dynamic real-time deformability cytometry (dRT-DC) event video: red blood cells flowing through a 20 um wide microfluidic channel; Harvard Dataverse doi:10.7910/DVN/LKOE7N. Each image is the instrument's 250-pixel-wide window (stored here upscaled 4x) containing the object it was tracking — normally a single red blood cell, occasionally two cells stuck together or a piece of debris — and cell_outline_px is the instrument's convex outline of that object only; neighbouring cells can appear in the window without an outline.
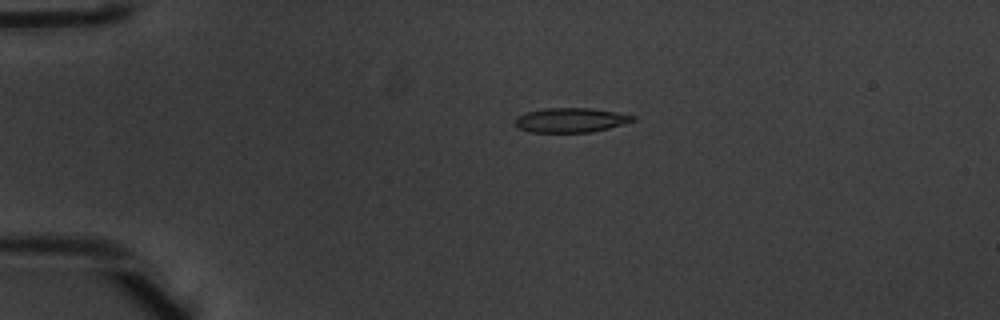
{"species": "common noctule bat (a hibernating species)", "species_latin": "Nyctalus noctula", "temperature_condition": "warm", "stored_images_in_passage": 5, "camera_frame_rate_fps": 3000, "um_per_image_px": 0.085, "animal": {"sex": "male", "body_mass_g": 20.1, "forearm_length_mm": 53.5}, "frame": {"image": 1, "passage_image": 4, "time_ms": 1.0, "image_size_px": [1000, 320], "cell_outline_px": [[636, 120], [624, 124], [592, 132], [528, 132], [516, 128], [512, 124], [512, 120], [516, 116], [528, 112], [544, 108], [592, 108], [616, 112], [636, 116]], "centroid_in_image_um": [48.45, 10.21], "position_along_channel_um": 36.6, "area_um2": 17.11}}
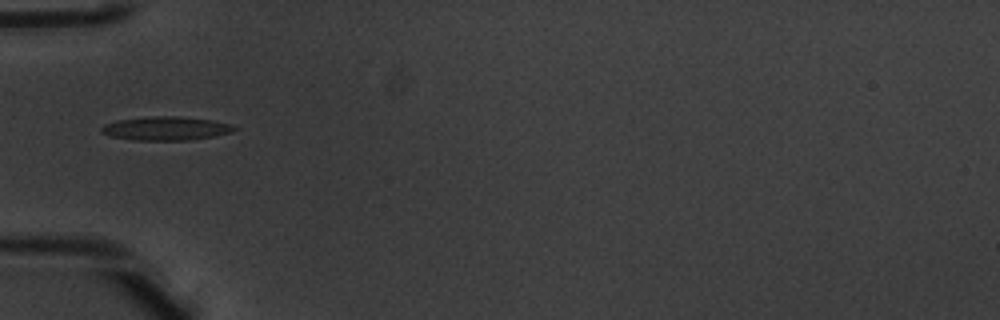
{"frame": {"image": 2, "passage_image": 5, "time_ms": 1.333, "image_size_px": [1000, 320], "cell_outline_px": [[240, 128], [232, 132], [216, 136], [188, 140], [132, 140], [108, 136], [100, 132], [100, 128], [104, 124], [120, 120], [148, 116], [176, 116], [212, 120], [228, 124]], "centroid_in_image_um": [14.08, 10.92], "position_along_channel_um": 70.9, "area_um2": 18.44}}